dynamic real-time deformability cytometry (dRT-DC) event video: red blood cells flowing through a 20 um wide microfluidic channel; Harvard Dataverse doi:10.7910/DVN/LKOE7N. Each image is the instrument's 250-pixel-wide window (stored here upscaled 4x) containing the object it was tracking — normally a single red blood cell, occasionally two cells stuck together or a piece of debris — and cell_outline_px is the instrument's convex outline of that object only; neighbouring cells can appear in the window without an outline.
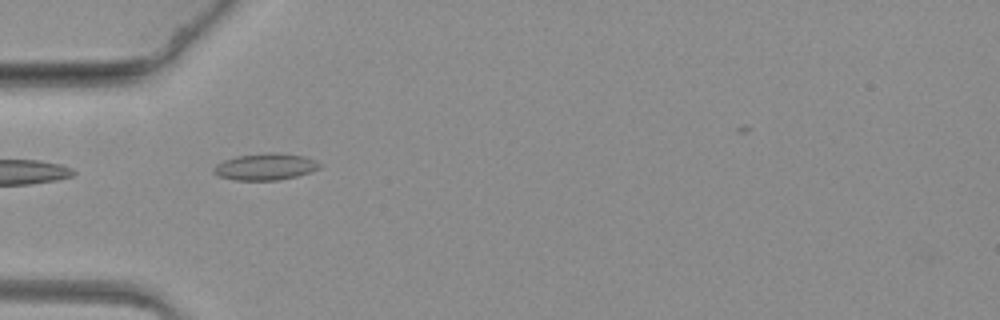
{"species": "common noctule bat (a hibernating species)", "species_latin": "Nyctalus noctula", "temperature_condition": "warm", "stored_images_in_passage": 44, "camera_frame_rate_fps": 3000, "um_per_image_px": 0.085, "animal": {"sex": "female", "body_mass_g": 19.3, "forearm_length_mm": 54.1}, "frame": {"image": 1, "passage_image": 1, "time_ms": 0.0, "image_size_px": [1000, 320], "cell_outline_px": [[324, 164], [320, 168], [296, 176], [276, 180], [236, 180], [220, 176], [212, 172], [212, 168], [216, 164], [224, 160], [236, 156], [268, 152], [280, 152], [304, 156], [316, 160]], "centroid_in_image_um": [22.57, 14.15], "position_along_channel_um": 62.4, "area_um2": 16.59}}
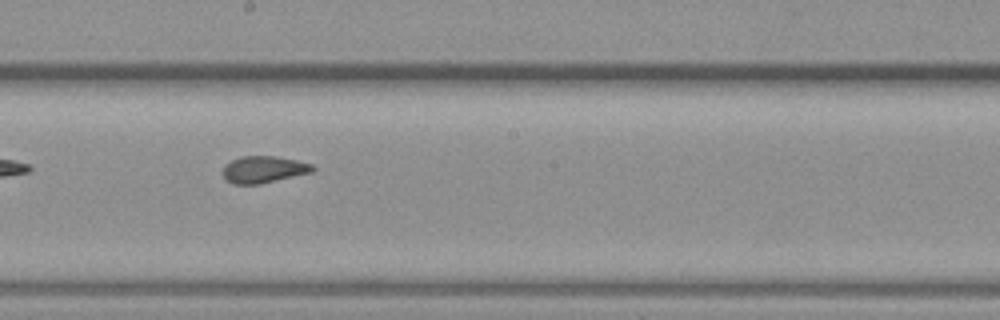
{"frame": {"image": 2, "passage_image": 16, "time_ms": 5.0, "image_size_px": [1000, 320], "cell_outline_px": [[316, 168], [312, 172], [260, 184], [232, 184], [224, 180], [220, 172], [232, 160], [240, 156], [276, 156], [296, 160], [312, 164]], "centroid_in_image_um": [22.38, 14.41], "position_along_channel_um": 225.8, "area_um2": 14.16}}
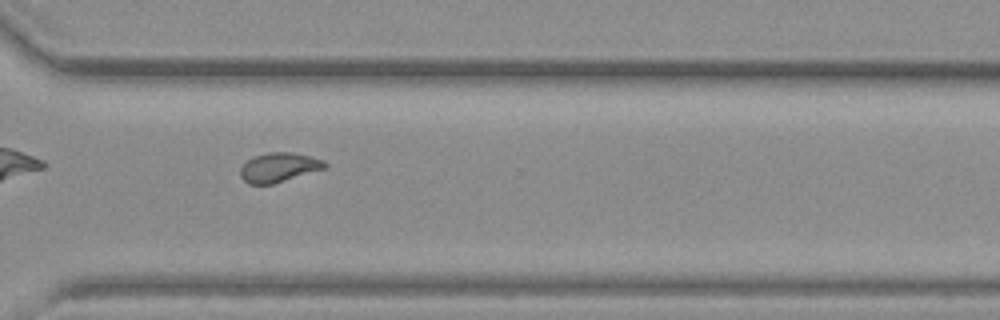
{"frame": {"image": 3, "passage_image": 27, "time_ms": 8.667, "image_size_px": [1000, 320], "cell_outline_px": [[328, 168], [272, 184], [248, 184], [240, 176], [240, 168], [252, 156], [268, 152], [292, 152], [324, 160], [328, 164]], "centroid_in_image_um": [23.72, 14.22], "position_along_channel_um": 346.9, "area_um2": 14.57}}